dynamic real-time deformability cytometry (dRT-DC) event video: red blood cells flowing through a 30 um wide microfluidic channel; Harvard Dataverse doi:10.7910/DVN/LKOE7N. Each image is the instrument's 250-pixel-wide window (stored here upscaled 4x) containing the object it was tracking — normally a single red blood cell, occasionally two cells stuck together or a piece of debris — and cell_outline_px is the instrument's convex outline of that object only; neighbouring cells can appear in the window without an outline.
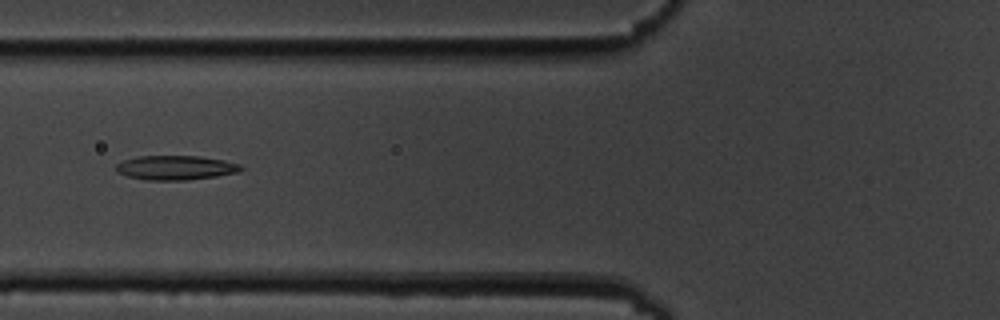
{"species": "common noctule bat (a hibernating species)", "species_latin": "Nyctalus noctula", "temperature_condition": "cold", "stored_images_in_passage": 9, "camera_frame_rate_fps": 3000, "um_per_image_px": 0.085, "animal": {"sex": "male", "body_mass_g": 19.5, "forearm_length_mm": 54.6}, "frame": {"image": 1, "passage_image": 7, "time_ms": 7.0, "image_size_px": [1000, 320], "cell_outline_px": [[244, 168], [240, 172], [216, 176], [184, 180], [148, 180], [128, 176], [116, 172], [116, 164], [124, 160], [140, 156], [200, 156], [224, 160], [240, 164]], "centroid_in_image_um": [14.95, 14.25], "position_along_channel_um": 110.8, "area_um2": 17.69}}
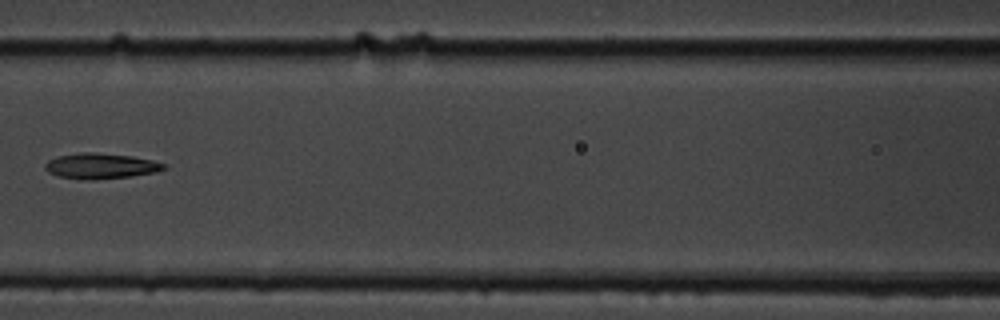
{"frame": {"image": 2, "passage_image": 8, "time_ms": 8.333, "image_size_px": [1000, 320], "cell_outline_px": [[168, 168], [156, 172], [132, 176], [92, 180], [88, 180], [56, 176], [48, 172], [44, 168], [44, 164], [48, 160], [56, 156], [80, 152], [92, 152], [132, 156], [152, 160], [164, 164]], "centroid_in_image_um": [8.53, 14.11], "position_along_channel_um": 158.1, "area_um2": 17.8}}
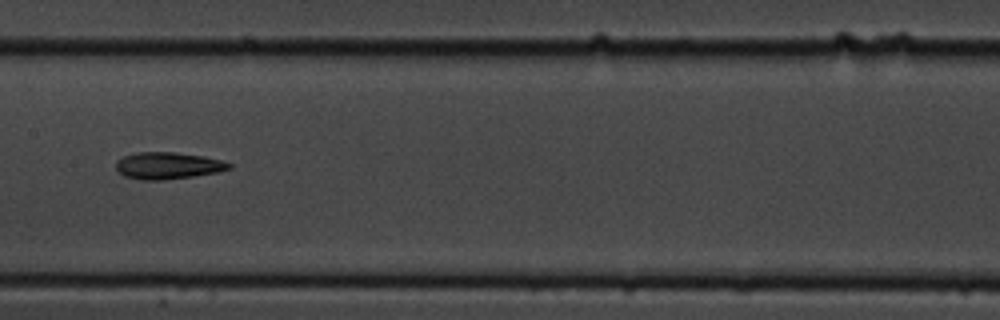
{"frame": {"image": 3, "passage_image": 9, "time_ms": 9.333, "image_size_px": [1000, 320], "cell_outline_px": [[232, 168], [216, 172], [192, 176], [160, 180], [144, 180], [124, 176], [116, 168], [116, 160], [124, 156], [140, 152], [172, 152], [200, 156], [220, 160], [232, 164]], "centroid_in_image_um": [14.24, 14.08], "position_along_channel_um": 193.2, "area_um2": 17.34}}